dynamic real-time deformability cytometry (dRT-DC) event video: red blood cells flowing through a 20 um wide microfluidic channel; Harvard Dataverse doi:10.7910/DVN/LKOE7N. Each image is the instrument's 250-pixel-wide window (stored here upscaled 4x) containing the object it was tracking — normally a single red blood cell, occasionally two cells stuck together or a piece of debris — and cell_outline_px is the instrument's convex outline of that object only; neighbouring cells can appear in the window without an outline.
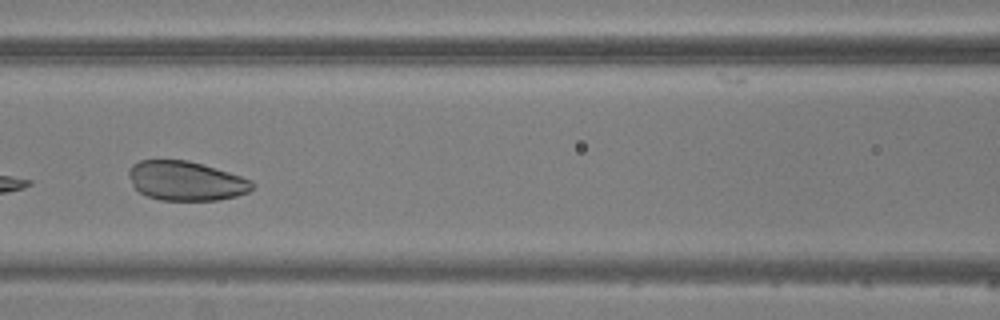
{"species": "common noctule bat (a hibernating species)", "species_latin": "Nyctalus noctula", "temperature_condition": "warm", "stored_images_in_passage": 5, "camera_frame_rate_fps": 3000, "um_per_image_px": 0.085, "animal": {"sex": "male", "body_mass_g": 20.5, "forearm_length_mm": 52.5}, "frame": {"image": 1, "passage_image": 4, "time_ms": 3.667, "image_size_px": [1000, 320], "cell_outline_px": [[256, 184], [248, 192], [236, 196], [216, 200], [160, 200], [148, 196], [140, 192], [132, 184], [128, 176], [128, 172], [132, 164], [140, 160], [188, 160], [228, 172], [252, 180]], "centroid_in_image_um": [15.8, 15.37], "position_along_channel_um": 150.8, "area_um2": 28.21}}
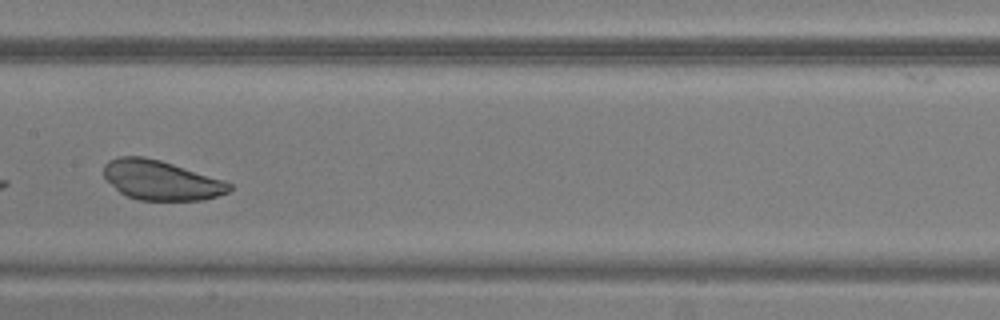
{"frame": {"image": 2, "passage_image": 5, "time_ms": 4.667, "image_size_px": [1000, 320], "cell_outline_px": [[232, 188], [228, 192], [204, 200], [140, 200], [128, 196], [120, 192], [104, 176], [104, 164], [108, 160], [120, 156], [144, 156], [160, 160], [224, 180], [232, 184]], "centroid_in_image_um": [13.7, 15.31], "position_along_channel_um": 193.7, "area_um2": 28.78}}